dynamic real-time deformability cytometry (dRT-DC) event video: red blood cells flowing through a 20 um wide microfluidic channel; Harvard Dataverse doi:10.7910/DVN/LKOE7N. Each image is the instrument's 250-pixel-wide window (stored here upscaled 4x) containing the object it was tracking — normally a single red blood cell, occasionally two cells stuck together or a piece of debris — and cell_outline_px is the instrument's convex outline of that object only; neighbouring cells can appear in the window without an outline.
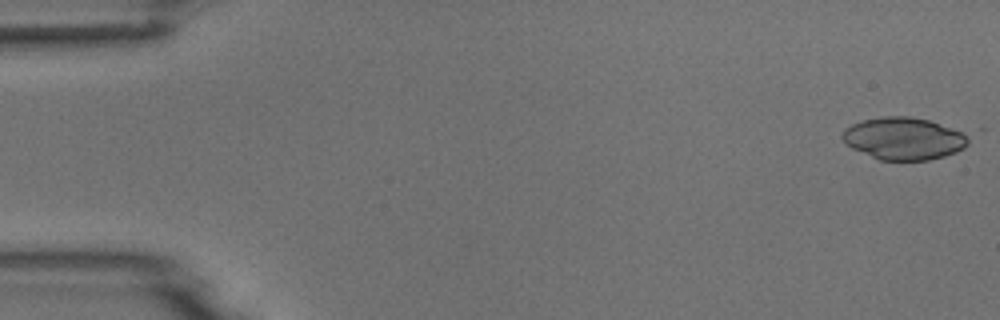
{"species": "common noctule bat (a hibernating species)", "species_latin": "Nyctalus noctula", "temperature_condition": "room temperature", "stored_images_in_passage": 5, "camera_frame_rate_fps": 3000, "um_per_image_px": 0.085, "animal": {"sex": "male", "body_mass_g": 18.8}, "frame": {"image": 1, "passage_image": 1, "time_ms": 0.0, "image_size_px": [1000, 320], "cell_outline_px": [[984, 128], [964, 148], [956, 152], [944, 156], [928, 160], [880, 160], [852, 148], [840, 136], [844, 128], [852, 124], [864, 120], [884, 116], [912, 116]], "centroid_in_image_um": [77.19, 11.7], "position_along_channel_um": 7.8, "area_um2": 33.52}}